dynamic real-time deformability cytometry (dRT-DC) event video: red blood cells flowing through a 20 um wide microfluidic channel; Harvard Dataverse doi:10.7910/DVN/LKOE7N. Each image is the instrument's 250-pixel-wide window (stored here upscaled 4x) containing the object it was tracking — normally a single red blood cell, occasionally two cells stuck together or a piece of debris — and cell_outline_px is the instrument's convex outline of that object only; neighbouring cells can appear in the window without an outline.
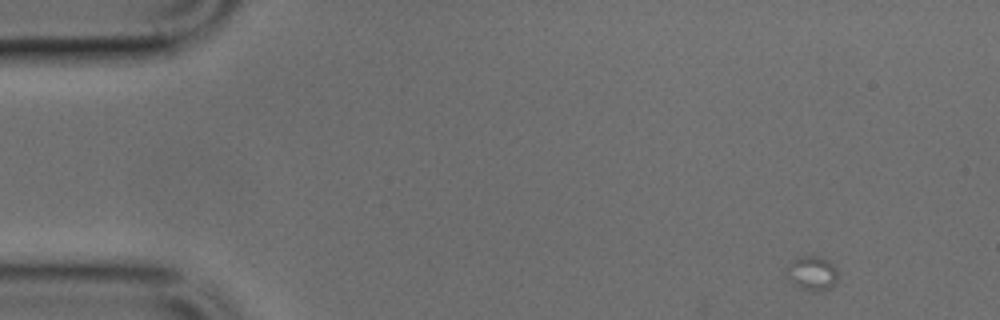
{"species": "common noctule bat (a hibernating species)", "species_latin": "Nyctalus noctula", "temperature_condition": "cold", "stored_images_in_passage": 10, "camera_frame_rate_fps": 3000, "um_per_image_px": 0.085, "animal": {"sex": "male", "body_mass_g": 17.9, "forearm_length_mm": 54.2}, "frame": {"image": 1, "passage_image": 1, "time_ms": 0.0, "image_size_px": [1000, 320], "cell_outline_px": [[840, 280], [828, 288], [820, 292], [812, 292], [792, 284], [784, 276], [784, 268], [792, 260], [800, 256], [820, 256], [828, 260], [836, 268]], "centroid_in_image_um": [68.99, 23.23], "position_along_channel_um": 16.0, "area_um2": 10.81}}